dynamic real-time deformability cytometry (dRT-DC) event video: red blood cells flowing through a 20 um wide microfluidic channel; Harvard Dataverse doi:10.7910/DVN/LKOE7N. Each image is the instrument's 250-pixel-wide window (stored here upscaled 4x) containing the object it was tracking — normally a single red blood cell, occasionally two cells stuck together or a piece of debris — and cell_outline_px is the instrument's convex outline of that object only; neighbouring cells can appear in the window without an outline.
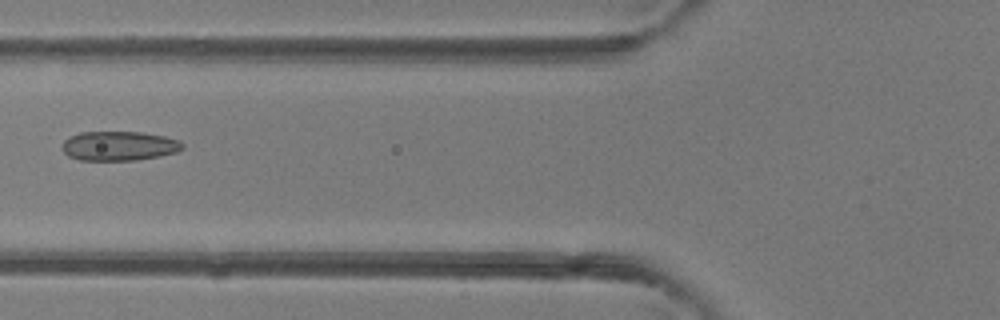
{"species": "common noctule bat (a hibernating species)", "species_latin": "Nyctalus noctula", "temperature_condition": "room temperature", "stored_images_in_passage": 3, "camera_frame_rate_fps": 3000, "um_per_image_px": 0.085, "animal": {"sex": "female"}, "frame": {"image": 1, "passage_image": 3, "time_ms": 2.333, "image_size_px": [1000, 320], "cell_outline_px": [[184, 148], [176, 152], [160, 156], [136, 160], [80, 160], [68, 156], [64, 152], [64, 140], [68, 136], [80, 132], [140, 132], [164, 136], [180, 140], [184, 144]], "centroid_in_image_um": [10.14, 12.4], "position_along_channel_um": 115.7, "area_um2": 20.63}}